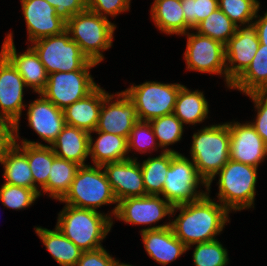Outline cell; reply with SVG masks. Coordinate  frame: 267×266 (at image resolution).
<instances>
[{
  "mask_svg": "<svg viewBox=\"0 0 267 266\" xmlns=\"http://www.w3.org/2000/svg\"><path fill=\"white\" fill-rule=\"evenodd\" d=\"M205 194L198 200L173 206L171 229L174 235L186 246L195 243L216 240L226 223H230L229 211L221 204Z\"/></svg>",
  "mask_w": 267,
  "mask_h": 266,
  "instance_id": "6da1fadb",
  "label": "cell"
},
{
  "mask_svg": "<svg viewBox=\"0 0 267 266\" xmlns=\"http://www.w3.org/2000/svg\"><path fill=\"white\" fill-rule=\"evenodd\" d=\"M107 214L65 204L58 213L56 227L82 251H92L103 247L113 226Z\"/></svg>",
  "mask_w": 267,
  "mask_h": 266,
  "instance_id": "7a4b0ae2",
  "label": "cell"
},
{
  "mask_svg": "<svg viewBox=\"0 0 267 266\" xmlns=\"http://www.w3.org/2000/svg\"><path fill=\"white\" fill-rule=\"evenodd\" d=\"M258 167L229 160L207 183V194L211 183L219 176L217 199L229 212L254 208Z\"/></svg>",
  "mask_w": 267,
  "mask_h": 266,
  "instance_id": "3957f363",
  "label": "cell"
},
{
  "mask_svg": "<svg viewBox=\"0 0 267 266\" xmlns=\"http://www.w3.org/2000/svg\"><path fill=\"white\" fill-rule=\"evenodd\" d=\"M190 158L208 183L230 160L228 124H212L197 130L192 135Z\"/></svg>",
  "mask_w": 267,
  "mask_h": 266,
  "instance_id": "277c9868",
  "label": "cell"
},
{
  "mask_svg": "<svg viewBox=\"0 0 267 266\" xmlns=\"http://www.w3.org/2000/svg\"><path fill=\"white\" fill-rule=\"evenodd\" d=\"M59 202L97 212L103 205L116 204L107 213L112 220L118 203L103 167L90 164L78 168L69 192Z\"/></svg>",
  "mask_w": 267,
  "mask_h": 266,
  "instance_id": "5b68a950",
  "label": "cell"
},
{
  "mask_svg": "<svg viewBox=\"0 0 267 266\" xmlns=\"http://www.w3.org/2000/svg\"><path fill=\"white\" fill-rule=\"evenodd\" d=\"M116 25L87 8L66 22V30L82 53L97 64L104 60L103 51L112 47Z\"/></svg>",
  "mask_w": 267,
  "mask_h": 266,
  "instance_id": "8992f818",
  "label": "cell"
},
{
  "mask_svg": "<svg viewBox=\"0 0 267 266\" xmlns=\"http://www.w3.org/2000/svg\"><path fill=\"white\" fill-rule=\"evenodd\" d=\"M43 63L47 74L90 70L98 65L90 61L67 30L61 34L39 39L29 45Z\"/></svg>",
  "mask_w": 267,
  "mask_h": 266,
  "instance_id": "52a82bcc",
  "label": "cell"
},
{
  "mask_svg": "<svg viewBox=\"0 0 267 266\" xmlns=\"http://www.w3.org/2000/svg\"><path fill=\"white\" fill-rule=\"evenodd\" d=\"M180 83H161L146 81L139 85L131 84L123 90L135 104L137 117L140 121H148L174 113Z\"/></svg>",
  "mask_w": 267,
  "mask_h": 266,
  "instance_id": "ba28073f",
  "label": "cell"
},
{
  "mask_svg": "<svg viewBox=\"0 0 267 266\" xmlns=\"http://www.w3.org/2000/svg\"><path fill=\"white\" fill-rule=\"evenodd\" d=\"M200 186H204L205 191L198 190ZM205 194L207 183L199 175L192 159L181 153L176 154L171 160L160 196L176 206L196 201Z\"/></svg>",
  "mask_w": 267,
  "mask_h": 266,
  "instance_id": "9c48e42d",
  "label": "cell"
},
{
  "mask_svg": "<svg viewBox=\"0 0 267 266\" xmlns=\"http://www.w3.org/2000/svg\"><path fill=\"white\" fill-rule=\"evenodd\" d=\"M173 206L161 196L147 195L144 197H128L118 201L114 218L131 225H149L145 230L162 229L171 226V220L164 224L153 225L166 216H172Z\"/></svg>",
  "mask_w": 267,
  "mask_h": 266,
  "instance_id": "30bf717a",
  "label": "cell"
},
{
  "mask_svg": "<svg viewBox=\"0 0 267 266\" xmlns=\"http://www.w3.org/2000/svg\"><path fill=\"white\" fill-rule=\"evenodd\" d=\"M194 30L188 31L187 45L184 52L186 69L200 73L221 75L227 86L225 45L220 41L203 36Z\"/></svg>",
  "mask_w": 267,
  "mask_h": 266,
  "instance_id": "8fae6325",
  "label": "cell"
},
{
  "mask_svg": "<svg viewBox=\"0 0 267 266\" xmlns=\"http://www.w3.org/2000/svg\"><path fill=\"white\" fill-rule=\"evenodd\" d=\"M90 72V70H76L50 73L41 94L56 107L64 110L67 106L88 96L99 86L94 82Z\"/></svg>",
  "mask_w": 267,
  "mask_h": 266,
  "instance_id": "7c38bea8",
  "label": "cell"
},
{
  "mask_svg": "<svg viewBox=\"0 0 267 266\" xmlns=\"http://www.w3.org/2000/svg\"><path fill=\"white\" fill-rule=\"evenodd\" d=\"M260 45L254 22L237 25L235 34L225 44L227 87L247 69Z\"/></svg>",
  "mask_w": 267,
  "mask_h": 266,
  "instance_id": "4fadbf2b",
  "label": "cell"
},
{
  "mask_svg": "<svg viewBox=\"0 0 267 266\" xmlns=\"http://www.w3.org/2000/svg\"><path fill=\"white\" fill-rule=\"evenodd\" d=\"M25 88L27 86L19 72L0 52V117L16 124V142L20 141V118L27 105L23 100Z\"/></svg>",
  "mask_w": 267,
  "mask_h": 266,
  "instance_id": "5bb4252c",
  "label": "cell"
},
{
  "mask_svg": "<svg viewBox=\"0 0 267 266\" xmlns=\"http://www.w3.org/2000/svg\"><path fill=\"white\" fill-rule=\"evenodd\" d=\"M138 120L135 104L124 91L109 93L103 100L95 130L128 139Z\"/></svg>",
  "mask_w": 267,
  "mask_h": 266,
  "instance_id": "9a60e30c",
  "label": "cell"
},
{
  "mask_svg": "<svg viewBox=\"0 0 267 266\" xmlns=\"http://www.w3.org/2000/svg\"><path fill=\"white\" fill-rule=\"evenodd\" d=\"M20 1L30 44L66 30V21L57 15L56 9L46 0Z\"/></svg>",
  "mask_w": 267,
  "mask_h": 266,
  "instance_id": "2e32d148",
  "label": "cell"
},
{
  "mask_svg": "<svg viewBox=\"0 0 267 266\" xmlns=\"http://www.w3.org/2000/svg\"><path fill=\"white\" fill-rule=\"evenodd\" d=\"M230 133V160L259 167L267 158V146L249 123L226 122Z\"/></svg>",
  "mask_w": 267,
  "mask_h": 266,
  "instance_id": "e0dca14e",
  "label": "cell"
},
{
  "mask_svg": "<svg viewBox=\"0 0 267 266\" xmlns=\"http://www.w3.org/2000/svg\"><path fill=\"white\" fill-rule=\"evenodd\" d=\"M14 34L9 32L2 44L1 53L12 63L23 78L27 88L41 94L47 84L48 74L36 52L28 45L25 52L16 51Z\"/></svg>",
  "mask_w": 267,
  "mask_h": 266,
  "instance_id": "ac0fdd59",
  "label": "cell"
},
{
  "mask_svg": "<svg viewBox=\"0 0 267 266\" xmlns=\"http://www.w3.org/2000/svg\"><path fill=\"white\" fill-rule=\"evenodd\" d=\"M38 97L26 105L28 125L47 146H51L66 125L64 113L42 94Z\"/></svg>",
  "mask_w": 267,
  "mask_h": 266,
  "instance_id": "d6986e66",
  "label": "cell"
},
{
  "mask_svg": "<svg viewBox=\"0 0 267 266\" xmlns=\"http://www.w3.org/2000/svg\"><path fill=\"white\" fill-rule=\"evenodd\" d=\"M103 169L117 201L128 197L147 196L140 162L127 159L104 164Z\"/></svg>",
  "mask_w": 267,
  "mask_h": 266,
  "instance_id": "ffe728a7",
  "label": "cell"
},
{
  "mask_svg": "<svg viewBox=\"0 0 267 266\" xmlns=\"http://www.w3.org/2000/svg\"><path fill=\"white\" fill-rule=\"evenodd\" d=\"M148 256L160 265L174 262L187 247L174 235L171 227L140 232Z\"/></svg>",
  "mask_w": 267,
  "mask_h": 266,
  "instance_id": "44dd1931",
  "label": "cell"
},
{
  "mask_svg": "<svg viewBox=\"0 0 267 266\" xmlns=\"http://www.w3.org/2000/svg\"><path fill=\"white\" fill-rule=\"evenodd\" d=\"M109 93L100 85L85 98L67 106L64 110L65 124L87 132L96 129L100 108Z\"/></svg>",
  "mask_w": 267,
  "mask_h": 266,
  "instance_id": "7402d4cb",
  "label": "cell"
},
{
  "mask_svg": "<svg viewBox=\"0 0 267 266\" xmlns=\"http://www.w3.org/2000/svg\"><path fill=\"white\" fill-rule=\"evenodd\" d=\"M92 133L98 134L97 138ZM127 138L94 130L89 134V156L93 165L103 166L107 163L119 162L127 159L138 160L137 157H131L128 154Z\"/></svg>",
  "mask_w": 267,
  "mask_h": 266,
  "instance_id": "603a6c76",
  "label": "cell"
},
{
  "mask_svg": "<svg viewBox=\"0 0 267 266\" xmlns=\"http://www.w3.org/2000/svg\"><path fill=\"white\" fill-rule=\"evenodd\" d=\"M89 132L65 125L52 143L51 148L57 157L77 163L80 166L88 165Z\"/></svg>",
  "mask_w": 267,
  "mask_h": 266,
  "instance_id": "cb8c5ba5",
  "label": "cell"
},
{
  "mask_svg": "<svg viewBox=\"0 0 267 266\" xmlns=\"http://www.w3.org/2000/svg\"><path fill=\"white\" fill-rule=\"evenodd\" d=\"M21 144V145H20ZM26 156L33 175L34 190L40 193L49 179L53 159L56 157L51 146L42 144L39 141L22 139L15 144Z\"/></svg>",
  "mask_w": 267,
  "mask_h": 266,
  "instance_id": "d4e9b609",
  "label": "cell"
},
{
  "mask_svg": "<svg viewBox=\"0 0 267 266\" xmlns=\"http://www.w3.org/2000/svg\"><path fill=\"white\" fill-rule=\"evenodd\" d=\"M151 18L161 33L183 36L192 30L187 24L180 0H154Z\"/></svg>",
  "mask_w": 267,
  "mask_h": 266,
  "instance_id": "484cf974",
  "label": "cell"
},
{
  "mask_svg": "<svg viewBox=\"0 0 267 266\" xmlns=\"http://www.w3.org/2000/svg\"><path fill=\"white\" fill-rule=\"evenodd\" d=\"M34 229L46 250L59 266H76L83 251L56 226L53 230L41 226L34 227Z\"/></svg>",
  "mask_w": 267,
  "mask_h": 266,
  "instance_id": "4316f807",
  "label": "cell"
},
{
  "mask_svg": "<svg viewBox=\"0 0 267 266\" xmlns=\"http://www.w3.org/2000/svg\"><path fill=\"white\" fill-rule=\"evenodd\" d=\"M209 104L200 90L188 89L182 86L177 94L174 115L182 124L196 125L202 123L208 118Z\"/></svg>",
  "mask_w": 267,
  "mask_h": 266,
  "instance_id": "83f0119b",
  "label": "cell"
},
{
  "mask_svg": "<svg viewBox=\"0 0 267 266\" xmlns=\"http://www.w3.org/2000/svg\"><path fill=\"white\" fill-rule=\"evenodd\" d=\"M267 88V45L260 44L247 69L231 84L244 95L263 92Z\"/></svg>",
  "mask_w": 267,
  "mask_h": 266,
  "instance_id": "f1b7e54d",
  "label": "cell"
},
{
  "mask_svg": "<svg viewBox=\"0 0 267 266\" xmlns=\"http://www.w3.org/2000/svg\"><path fill=\"white\" fill-rule=\"evenodd\" d=\"M79 167L80 165L75 162L56 156L53 159L47 184L40 190V196L47 193L51 199L61 201L69 192Z\"/></svg>",
  "mask_w": 267,
  "mask_h": 266,
  "instance_id": "f546056e",
  "label": "cell"
},
{
  "mask_svg": "<svg viewBox=\"0 0 267 266\" xmlns=\"http://www.w3.org/2000/svg\"><path fill=\"white\" fill-rule=\"evenodd\" d=\"M4 183L34 190L33 175L27 156L15 145L0 161Z\"/></svg>",
  "mask_w": 267,
  "mask_h": 266,
  "instance_id": "4dcf8cb0",
  "label": "cell"
},
{
  "mask_svg": "<svg viewBox=\"0 0 267 266\" xmlns=\"http://www.w3.org/2000/svg\"><path fill=\"white\" fill-rule=\"evenodd\" d=\"M175 155L172 152L161 151L160 155L149 157L140 163L147 195L160 196L162 194L166 174Z\"/></svg>",
  "mask_w": 267,
  "mask_h": 266,
  "instance_id": "1f68e13d",
  "label": "cell"
},
{
  "mask_svg": "<svg viewBox=\"0 0 267 266\" xmlns=\"http://www.w3.org/2000/svg\"><path fill=\"white\" fill-rule=\"evenodd\" d=\"M236 29L237 25L219 8L194 28L198 34L220 41L224 45L235 34Z\"/></svg>",
  "mask_w": 267,
  "mask_h": 266,
  "instance_id": "d6a6232c",
  "label": "cell"
},
{
  "mask_svg": "<svg viewBox=\"0 0 267 266\" xmlns=\"http://www.w3.org/2000/svg\"><path fill=\"white\" fill-rule=\"evenodd\" d=\"M150 123L160 149L163 152L179 154L178 151L170 149L167 146L174 145L182 139L185 128L182 122L174 114H170L155 118Z\"/></svg>",
  "mask_w": 267,
  "mask_h": 266,
  "instance_id": "836d02e7",
  "label": "cell"
},
{
  "mask_svg": "<svg viewBox=\"0 0 267 266\" xmlns=\"http://www.w3.org/2000/svg\"><path fill=\"white\" fill-rule=\"evenodd\" d=\"M216 239L209 242L195 243L187 247V251L195 245L193 263L195 266H227L230 262L228 251Z\"/></svg>",
  "mask_w": 267,
  "mask_h": 266,
  "instance_id": "e575fe53",
  "label": "cell"
},
{
  "mask_svg": "<svg viewBox=\"0 0 267 266\" xmlns=\"http://www.w3.org/2000/svg\"><path fill=\"white\" fill-rule=\"evenodd\" d=\"M40 193L37 190L3 183L0 187V201L7 209L25 210L34 204Z\"/></svg>",
  "mask_w": 267,
  "mask_h": 266,
  "instance_id": "d590c367",
  "label": "cell"
},
{
  "mask_svg": "<svg viewBox=\"0 0 267 266\" xmlns=\"http://www.w3.org/2000/svg\"><path fill=\"white\" fill-rule=\"evenodd\" d=\"M259 5L258 0H218L219 9L236 25L253 22Z\"/></svg>",
  "mask_w": 267,
  "mask_h": 266,
  "instance_id": "8d00e7d4",
  "label": "cell"
},
{
  "mask_svg": "<svg viewBox=\"0 0 267 266\" xmlns=\"http://www.w3.org/2000/svg\"><path fill=\"white\" fill-rule=\"evenodd\" d=\"M127 142L128 152L132 149V151L134 150L143 154L158 151L160 148L155 137L153 127L148 121L138 120L132 128Z\"/></svg>",
  "mask_w": 267,
  "mask_h": 266,
  "instance_id": "74e56055",
  "label": "cell"
},
{
  "mask_svg": "<svg viewBox=\"0 0 267 266\" xmlns=\"http://www.w3.org/2000/svg\"><path fill=\"white\" fill-rule=\"evenodd\" d=\"M186 24L194 28L219 8L218 0H180Z\"/></svg>",
  "mask_w": 267,
  "mask_h": 266,
  "instance_id": "f35d334b",
  "label": "cell"
},
{
  "mask_svg": "<svg viewBox=\"0 0 267 266\" xmlns=\"http://www.w3.org/2000/svg\"><path fill=\"white\" fill-rule=\"evenodd\" d=\"M254 103L256 119L249 123L254 127L255 131L261 136L264 144L267 146V95L263 92H255L246 94Z\"/></svg>",
  "mask_w": 267,
  "mask_h": 266,
  "instance_id": "ab89813d",
  "label": "cell"
},
{
  "mask_svg": "<svg viewBox=\"0 0 267 266\" xmlns=\"http://www.w3.org/2000/svg\"><path fill=\"white\" fill-rule=\"evenodd\" d=\"M131 0H87V9L108 18L130 10Z\"/></svg>",
  "mask_w": 267,
  "mask_h": 266,
  "instance_id": "60d3db41",
  "label": "cell"
},
{
  "mask_svg": "<svg viewBox=\"0 0 267 266\" xmlns=\"http://www.w3.org/2000/svg\"><path fill=\"white\" fill-rule=\"evenodd\" d=\"M119 263V260L101 247L92 251H83L76 266H118Z\"/></svg>",
  "mask_w": 267,
  "mask_h": 266,
  "instance_id": "b9f144b4",
  "label": "cell"
},
{
  "mask_svg": "<svg viewBox=\"0 0 267 266\" xmlns=\"http://www.w3.org/2000/svg\"><path fill=\"white\" fill-rule=\"evenodd\" d=\"M66 22L75 14L87 8V0H46Z\"/></svg>",
  "mask_w": 267,
  "mask_h": 266,
  "instance_id": "7bdbcfd3",
  "label": "cell"
},
{
  "mask_svg": "<svg viewBox=\"0 0 267 266\" xmlns=\"http://www.w3.org/2000/svg\"><path fill=\"white\" fill-rule=\"evenodd\" d=\"M16 144V124L0 117V161Z\"/></svg>",
  "mask_w": 267,
  "mask_h": 266,
  "instance_id": "ee69618b",
  "label": "cell"
},
{
  "mask_svg": "<svg viewBox=\"0 0 267 266\" xmlns=\"http://www.w3.org/2000/svg\"><path fill=\"white\" fill-rule=\"evenodd\" d=\"M261 5H259L255 19H254V23L256 25V29H257V35H258V39L260 44L262 45H267V11L264 13L263 16L258 15L259 9Z\"/></svg>",
  "mask_w": 267,
  "mask_h": 266,
  "instance_id": "f6af8a7d",
  "label": "cell"
},
{
  "mask_svg": "<svg viewBox=\"0 0 267 266\" xmlns=\"http://www.w3.org/2000/svg\"><path fill=\"white\" fill-rule=\"evenodd\" d=\"M118 266H134V265H132V264H126V263H122V262H120V263L118 264Z\"/></svg>",
  "mask_w": 267,
  "mask_h": 266,
  "instance_id": "bcb514c9",
  "label": "cell"
},
{
  "mask_svg": "<svg viewBox=\"0 0 267 266\" xmlns=\"http://www.w3.org/2000/svg\"><path fill=\"white\" fill-rule=\"evenodd\" d=\"M263 93L267 95V88L263 91Z\"/></svg>",
  "mask_w": 267,
  "mask_h": 266,
  "instance_id": "7dc6e473",
  "label": "cell"
}]
</instances>
